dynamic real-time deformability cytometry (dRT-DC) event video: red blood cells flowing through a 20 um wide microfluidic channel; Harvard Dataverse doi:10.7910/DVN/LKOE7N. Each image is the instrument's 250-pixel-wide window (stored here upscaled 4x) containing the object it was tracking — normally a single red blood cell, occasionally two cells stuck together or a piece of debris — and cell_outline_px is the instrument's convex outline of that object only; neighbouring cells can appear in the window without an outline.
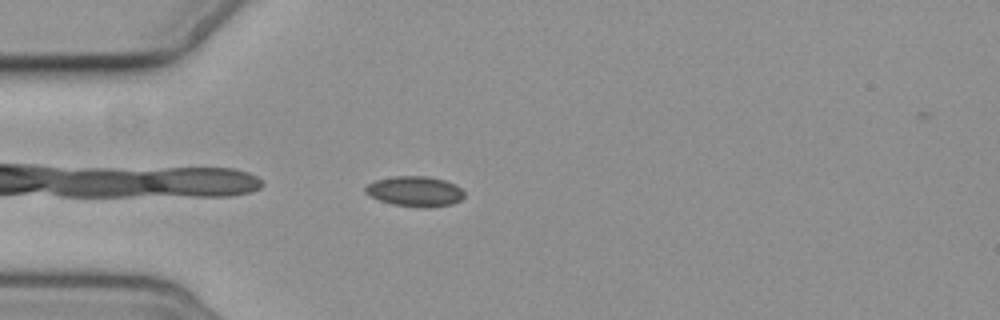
{"species": "common noctule bat (a hibernating species)", "species_latin": "Nyctalus noctula", "temperature_condition": "cold", "stored_images_in_passage": 3, "camera_frame_rate_fps": 3000, "um_per_image_px": 0.085, "animal": {"sex": "female", "body_mass_g": 19.3, "forearm_length_mm": 54.1}, "frame": {"image": 1, "passage_image": 3, "time_ms": 2.333, "image_size_px": [1000, 320], "cell_outline_px": [[464, 196], [460, 200], [452, 204], [424, 208], [392, 204], [380, 200], [364, 192], [364, 188], [368, 184], [376, 180], [396, 176], [424, 176], [444, 180], [460, 188], [464, 192]], "centroid_in_image_um": [35.26, 16.27], "position_along_channel_um": 49.7, "area_um2": 17.17}}